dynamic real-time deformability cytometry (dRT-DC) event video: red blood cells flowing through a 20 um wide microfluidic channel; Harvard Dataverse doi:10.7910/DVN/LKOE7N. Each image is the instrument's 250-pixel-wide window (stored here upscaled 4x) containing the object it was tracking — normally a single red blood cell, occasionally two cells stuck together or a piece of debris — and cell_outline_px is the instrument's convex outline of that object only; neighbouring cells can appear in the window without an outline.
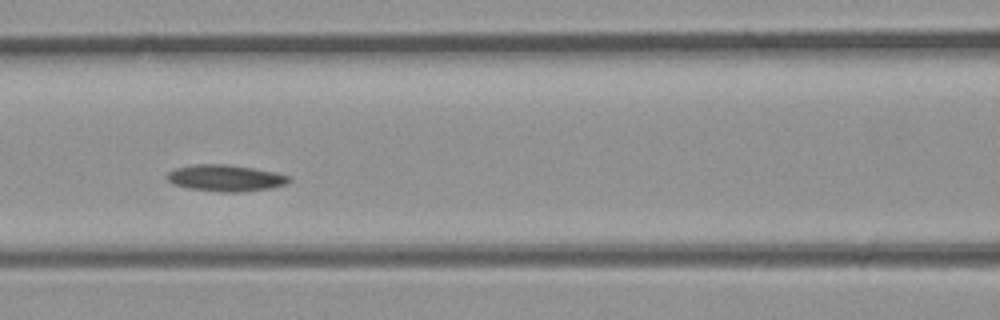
{"species": "common noctule bat (a hibernating species)", "species_latin": "Nyctalus noctula", "temperature_condition": "room temperature", "stored_images_in_passage": 36, "camera_frame_rate_fps": 3000, "um_per_image_px": 0.085, "animal": {"sex": "male", "body_mass_g": 23.1, "forearm_length_mm": 52.7}, "frame": {"image": 1, "passage_image": 16, "time_ms": 5.0, "image_size_px": [1000, 320], "cell_outline_px": [[292, 180], [284, 184], [272, 188], [240, 192], [220, 192], [188, 188], [172, 184], [164, 176], [168, 172], [176, 168], [196, 164], [228, 164], [276, 172], [292, 176]], "centroid_in_image_um": [19.17, 15.13], "position_along_channel_um": 147.4, "area_um2": 19.02}}
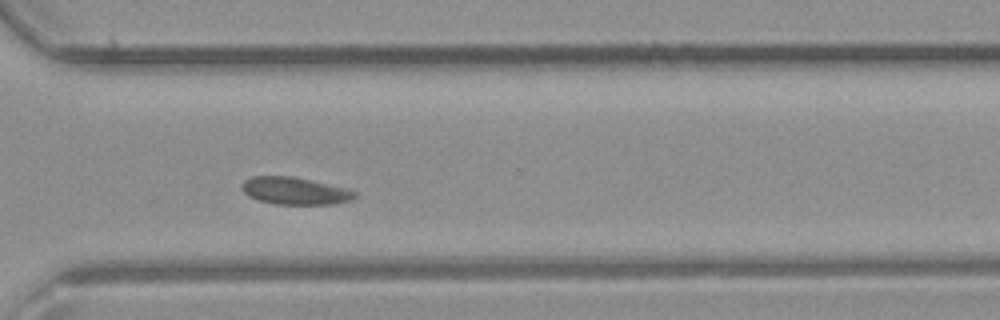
{"frame": {"image": 2, "passage_image": 26, "time_ms": 8.333, "image_size_px": [1000, 320], "cell_outline_px": [[356, 196], [352, 200], [332, 204], [276, 204], [260, 200], [248, 196], [240, 188], [240, 184], [244, 180], [252, 176], [292, 176], [348, 188], [356, 192]], "centroid_in_image_um": [25.05, 16.21], "position_along_channel_um": 345.5, "area_um2": 18.03}}